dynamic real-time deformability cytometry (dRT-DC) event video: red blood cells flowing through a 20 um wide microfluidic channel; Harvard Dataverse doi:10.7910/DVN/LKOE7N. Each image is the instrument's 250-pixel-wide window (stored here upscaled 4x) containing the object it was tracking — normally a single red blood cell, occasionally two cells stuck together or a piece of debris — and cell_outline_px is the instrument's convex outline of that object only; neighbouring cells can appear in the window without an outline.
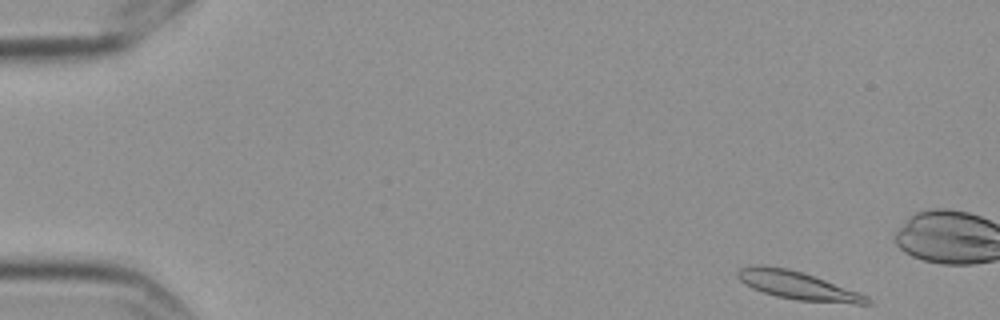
{"species": "Egyptian fruit bat (a non-hibernating species)", "species_latin": "Rousettus aegyptiacus", "temperature_condition": "cold", "stored_images_in_passage": 15, "camera_frame_rate_fps": 3000, "um_per_image_px": 0.085, "frame": {"image": 1, "passage_image": 1, "time_ms": 0.0, "image_size_px": [1000, 320], "cell_outline_px": [[872, 304], [856, 304], [796, 300], [776, 296], [752, 288], [744, 284], [736, 276], [736, 272], [740, 268], [760, 264], [764, 264], [788, 268], [824, 280], [868, 296], [872, 300]], "centroid_in_image_um": [67.76, 24.27], "position_along_channel_um": 17.2, "area_um2": 21.04}}